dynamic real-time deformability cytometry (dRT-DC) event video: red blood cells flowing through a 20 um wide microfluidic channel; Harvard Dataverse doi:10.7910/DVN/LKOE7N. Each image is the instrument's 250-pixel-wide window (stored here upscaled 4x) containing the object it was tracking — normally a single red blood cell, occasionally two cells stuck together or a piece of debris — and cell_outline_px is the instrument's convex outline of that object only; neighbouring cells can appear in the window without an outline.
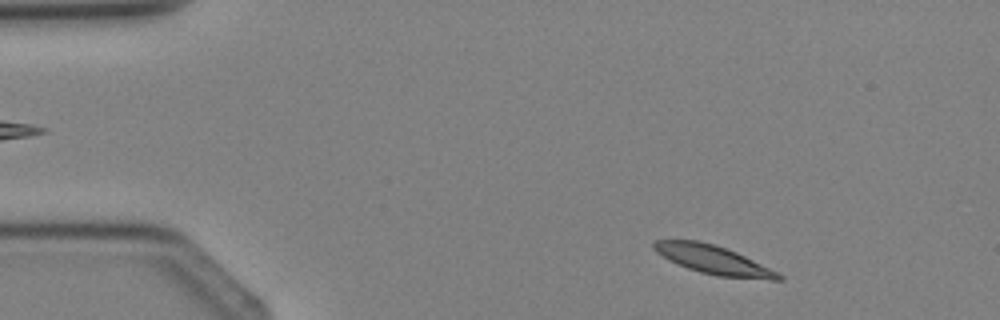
{"species": "Egyptian fruit bat (a non-hibernating species)", "species_latin": "Rousettus aegyptiacus", "temperature_condition": "cold", "stored_images_in_passage": 5, "camera_frame_rate_fps": 3000, "um_per_image_px": 0.085, "animal": {"sex": "female"}, "frame": {"image": 1, "passage_image": 5, "time_ms": 4.667, "image_size_px": [1000, 320], "cell_outline_px": [[784, 280], [768, 280], [716, 276], [700, 272], [688, 268], [668, 260], [656, 252], [652, 248], [652, 244], [656, 240], [696, 240], [712, 244], [736, 252], [784, 276]], "centroid_in_image_um": [60.6, 22.09], "position_along_channel_um": 24.4, "area_um2": 20.58}}